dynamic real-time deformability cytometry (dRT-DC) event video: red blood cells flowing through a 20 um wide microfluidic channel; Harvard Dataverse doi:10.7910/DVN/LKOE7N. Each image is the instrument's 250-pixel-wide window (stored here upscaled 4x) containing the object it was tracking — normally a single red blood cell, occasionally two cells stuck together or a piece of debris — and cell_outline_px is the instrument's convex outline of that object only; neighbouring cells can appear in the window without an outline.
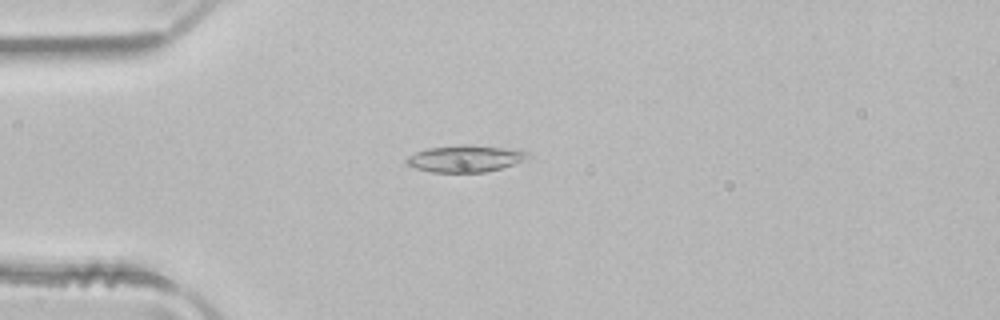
{"species": "common noctule bat (a hibernating species)", "species_latin": "Nyctalus noctula", "temperature_condition": "room temperature", "stored_images_in_passage": 2, "camera_frame_rate_fps": 3000, "um_per_image_px": 0.085, "animal": {"sex": "male", "body_mass_g": 21.5, "forearm_length_mm": 52.0}, "frame": {"image": 1, "passage_image": 2, "time_ms": 0.333, "image_size_px": [1000, 320], "cell_outline_px": [[532, 156], [512, 164], [500, 168], [484, 172], [432, 172], [416, 168], [408, 164], [404, 160], [408, 156], [416, 152], [428, 148], [460, 144], [468, 144], [504, 148], [532, 152]], "centroid_in_image_um": [39.54, 13.47], "position_along_channel_um": 45.5, "area_um2": 18.84}}